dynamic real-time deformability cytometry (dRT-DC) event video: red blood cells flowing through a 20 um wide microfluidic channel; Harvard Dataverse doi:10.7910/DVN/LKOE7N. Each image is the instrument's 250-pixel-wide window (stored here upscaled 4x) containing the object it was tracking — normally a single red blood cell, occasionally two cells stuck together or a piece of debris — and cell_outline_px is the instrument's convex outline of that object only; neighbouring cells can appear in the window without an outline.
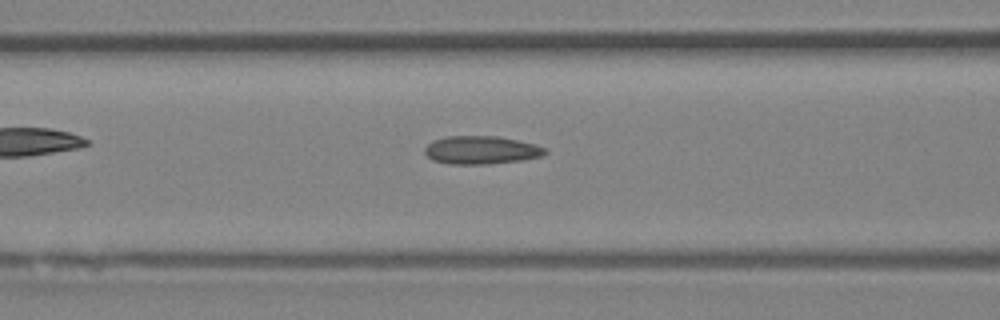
{"species": "Egyptian fruit bat (a non-hibernating species)", "species_latin": "Rousettus aegyptiacus", "temperature_condition": "room temperature", "stored_images_in_passage": 18, "camera_frame_rate_fps": 3000, "um_per_image_px": 0.085, "animal": {"sex": "female"}, "frame": {"image": 1, "passage_image": 16, "time_ms": 5.0, "image_size_px": [1000, 320], "cell_outline_px": [[548, 152], [540, 156], [520, 160], [488, 164], [448, 164], [432, 160], [424, 152], [424, 148], [432, 140], [448, 136], [496, 136], [536, 144], [544, 148]], "centroid_in_image_um": [40.86, 12.75], "position_along_channel_um": 125.7, "area_um2": 19.65}}